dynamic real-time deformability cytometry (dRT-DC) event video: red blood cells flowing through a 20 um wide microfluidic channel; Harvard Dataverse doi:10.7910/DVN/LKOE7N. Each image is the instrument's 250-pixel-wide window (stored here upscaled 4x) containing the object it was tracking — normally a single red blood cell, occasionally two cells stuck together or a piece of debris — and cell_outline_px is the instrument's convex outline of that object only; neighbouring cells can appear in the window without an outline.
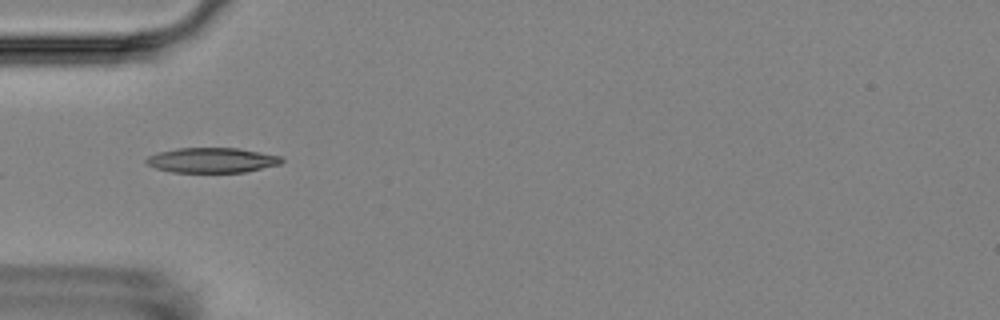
{"species": "Egyptian fruit bat (a non-hibernating species)", "species_latin": "Rousettus aegyptiacus", "temperature_condition": "room temperature", "stored_images_in_passage": 14, "camera_frame_rate_fps": 3000, "um_per_image_px": 0.085, "animal": {"sex": "female"}, "frame": {"image": 1, "passage_image": 3, "time_ms": 2.333, "image_size_px": [1000, 320], "cell_outline_px": [[284, 160], [280, 164], [244, 172], [172, 172], [156, 168], [144, 164], [144, 160], [148, 156], [160, 152], [176, 148], [236, 148], [280, 156]], "centroid_in_image_um": [17.96, 13.62], "position_along_channel_um": 67.0, "area_um2": 19.59}}
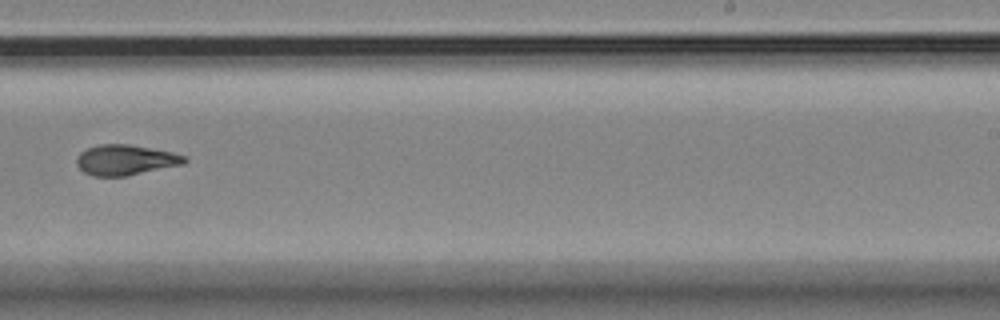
{"frame": {"image": 2, "passage_image": 8, "time_ms": 8.333, "image_size_px": [1000, 320], "cell_outline_px": [[188, 160], [184, 164], [128, 176], [92, 176], [84, 172], [76, 164], [76, 160], [80, 152], [88, 148], [100, 144], [128, 144], [172, 152], [184, 156]], "centroid_in_image_um": [10.66, 13.6], "position_along_channel_um": 278.3, "area_um2": 19.07}}
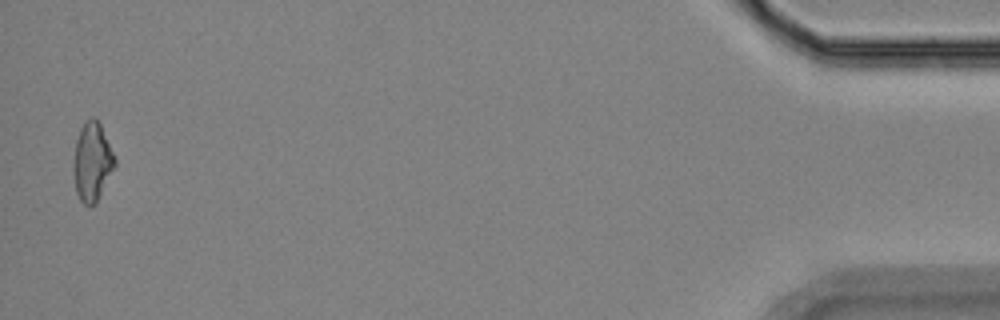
{"frame": {"image": 3, "passage_image": 14, "time_ms": 15.0, "image_size_px": [1000, 320], "cell_outline_px": [[116, 164], [96, 204], [84, 204], [80, 200], [76, 192], [72, 172], [72, 168], [76, 140], [80, 128], [84, 120], [92, 116], [96, 116], [100, 124], [116, 160]], "centroid_in_image_um": [7.81, 13.73], "position_along_channel_um": 427.4, "area_um2": 19.07}, "authors_computed_cell_mechanics": {"area_um2": 18.9584, "velocity_mm_per_s": 3.519, "shape_relaxation_time_tau1_ms": null, "shape_relaxation_time_tau2_ms": 5.0637, "deformation_change_tau1": null, "deformation_change_tau2": 0.0679}}